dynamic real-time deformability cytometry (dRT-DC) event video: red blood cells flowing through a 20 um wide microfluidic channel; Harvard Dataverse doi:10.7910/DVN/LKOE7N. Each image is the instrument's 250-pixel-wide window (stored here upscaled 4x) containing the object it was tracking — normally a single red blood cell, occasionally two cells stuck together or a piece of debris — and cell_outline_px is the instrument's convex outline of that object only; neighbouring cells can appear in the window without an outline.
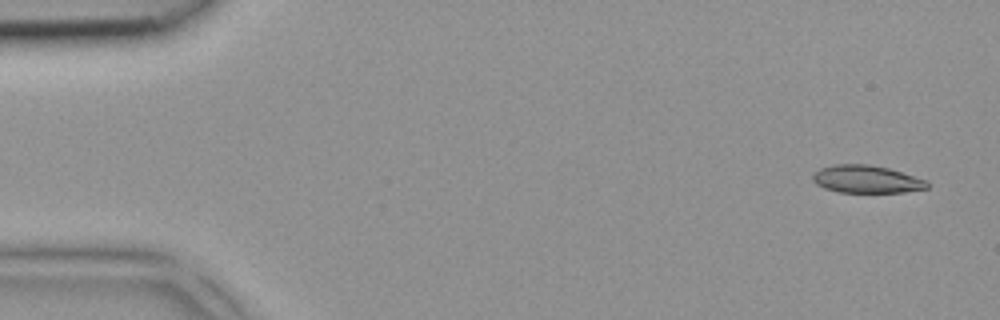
{"species": "common noctule bat (a hibernating species)", "species_latin": "Nyctalus noctula", "temperature_condition": "room temperature", "stored_images_in_passage": 5, "camera_frame_rate_fps": 3000, "um_per_image_px": 0.085, "animal": {"sex": "female", "body_mass_g": 18.4}, "frame": {"image": 1, "passage_image": 1, "time_ms": 0.0, "image_size_px": [1000, 320], "cell_outline_px": [[928, 188], [904, 192], [840, 192], [824, 188], [816, 184], [812, 180], [812, 176], [820, 168], [836, 164], [868, 164], [888, 168], [928, 180]], "centroid_in_image_um": [73.66, 15.23], "position_along_channel_um": 11.3, "area_um2": 18.38}}
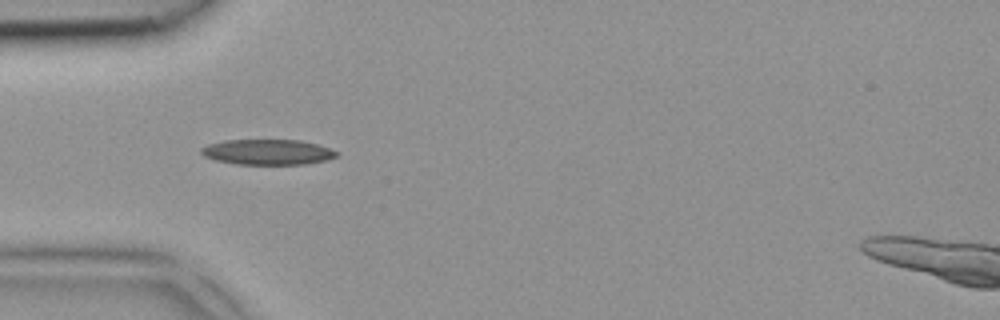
{"frame": {"image": 2, "passage_image": 4, "time_ms": 1.0, "image_size_px": [1000, 320], "cell_outline_px": [[340, 156], [328, 160], [304, 164], [236, 164], [216, 160], [204, 156], [200, 152], [200, 148], [208, 144], [224, 140], [300, 140], [316, 144], [340, 152]], "centroid_in_image_um": [22.77, 12.92], "position_along_channel_um": 62.2, "area_um2": 20.11}}